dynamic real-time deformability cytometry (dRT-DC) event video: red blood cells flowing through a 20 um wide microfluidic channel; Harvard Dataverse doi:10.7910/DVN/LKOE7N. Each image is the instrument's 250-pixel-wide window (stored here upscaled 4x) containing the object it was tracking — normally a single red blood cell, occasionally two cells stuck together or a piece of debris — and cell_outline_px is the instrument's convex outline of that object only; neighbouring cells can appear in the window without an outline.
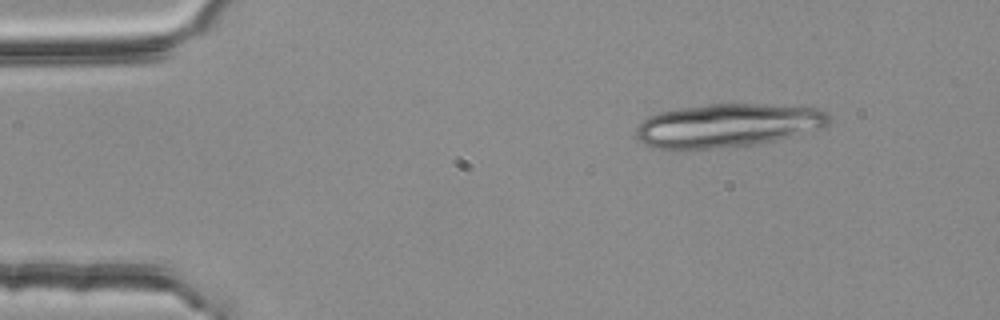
{"species": "common noctule bat (a hibernating species)", "species_latin": "Nyctalus noctula", "temperature_condition": "room temperature", "stored_images_in_passage": 13, "camera_frame_rate_fps": 3000, "um_per_image_px": 0.085, "animal": {"sex": "female", "body_mass_g": 25.1}, "frame": {"image": 1, "passage_image": 1, "time_ms": 0.0, "image_size_px": [1000, 320], "cell_outline_px": [[832, 120], [824, 128], [772, 140], [752, 144], [708, 148], [656, 148], [644, 144], [636, 136], [636, 128], [648, 116], [660, 112], [680, 108], [708, 104], [768, 104], [820, 108], [832, 116]], "centroid_in_image_um": [61.89, 10.63], "position_along_channel_um": 23.1, "area_um2": 48.38}}